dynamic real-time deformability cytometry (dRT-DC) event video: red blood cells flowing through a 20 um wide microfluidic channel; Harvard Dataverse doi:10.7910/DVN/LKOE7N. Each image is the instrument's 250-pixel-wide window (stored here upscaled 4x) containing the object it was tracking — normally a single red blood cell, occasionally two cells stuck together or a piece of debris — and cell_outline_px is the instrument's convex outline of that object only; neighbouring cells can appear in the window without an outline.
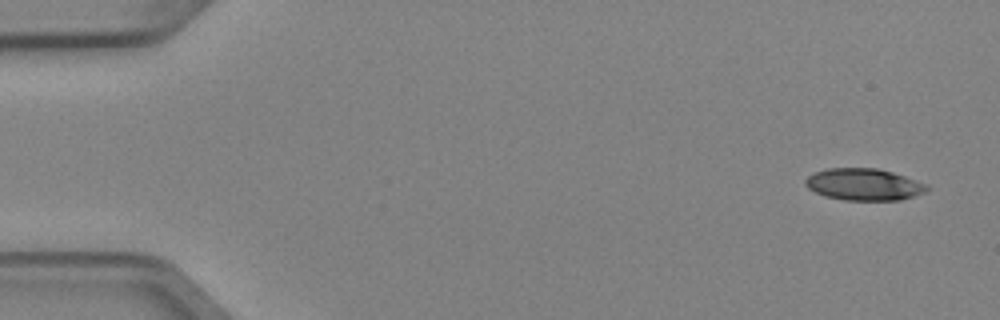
{"species": "Egyptian fruit bat (a non-hibernating species)", "species_latin": "Rousettus aegyptiacus", "temperature_condition": "cold", "stored_images_in_passage": 6, "segment_of_instrument_passage": [2, 2], "camera_frame_rate_fps": 3000, "um_per_image_px": 0.085, "animal": {"sex": "female"}, "frame": {"image": 1, "passage_image": 6, "time_ms": 1.667, "image_size_px": [1000, 320], "cell_outline_px": [[928, 188], [924, 192], [900, 200], [844, 200], [824, 196], [808, 188], [804, 184], [804, 180], [808, 176], [816, 172], [828, 168], [876, 168], [892, 172], [928, 184]], "centroid_in_image_um": [73.4, 15.68], "position_along_channel_um": 11.6, "area_um2": 22.43}}